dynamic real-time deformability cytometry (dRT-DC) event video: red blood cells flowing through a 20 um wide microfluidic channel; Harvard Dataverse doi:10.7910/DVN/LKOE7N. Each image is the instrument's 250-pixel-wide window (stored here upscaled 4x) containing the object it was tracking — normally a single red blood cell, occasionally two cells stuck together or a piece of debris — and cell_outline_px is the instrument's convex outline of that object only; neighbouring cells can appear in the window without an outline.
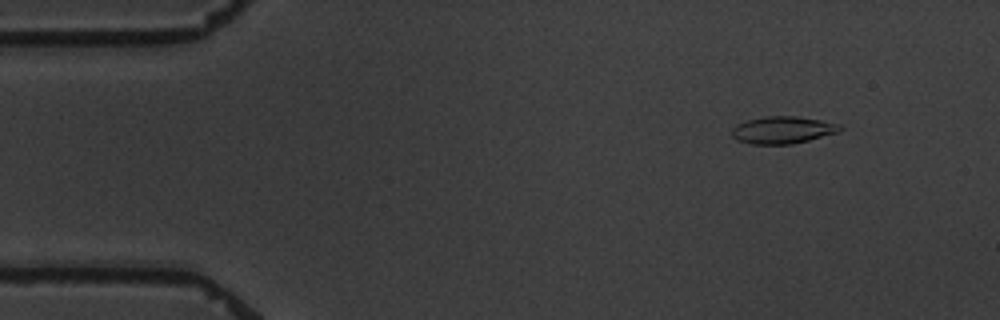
{"species": "common noctule bat (a hibernating species)", "species_latin": "Nyctalus noctula", "temperature_condition": "warm", "stored_images_in_passage": 5, "camera_frame_rate_fps": 3000, "um_per_image_px": 0.085, "animal": {"sex": "male", "body_mass_g": 19.5, "forearm_length_mm": 54.6}, "frame": {"image": 1, "passage_image": 2, "time_ms": 1.333, "image_size_px": [1000, 320], "cell_outline_px": [[844, 128], [840, 132], [792, 144], [752, 144], [736, 140], [732, 136], [732, 128], [736, 124], [748, 120], [764, 116], [796, 116], [820, 120], [840, 124]], "centroid_in_image_um": [66.54, 11.05], "position_along_channel_um": 18.5, "area_um2": 17.22}}